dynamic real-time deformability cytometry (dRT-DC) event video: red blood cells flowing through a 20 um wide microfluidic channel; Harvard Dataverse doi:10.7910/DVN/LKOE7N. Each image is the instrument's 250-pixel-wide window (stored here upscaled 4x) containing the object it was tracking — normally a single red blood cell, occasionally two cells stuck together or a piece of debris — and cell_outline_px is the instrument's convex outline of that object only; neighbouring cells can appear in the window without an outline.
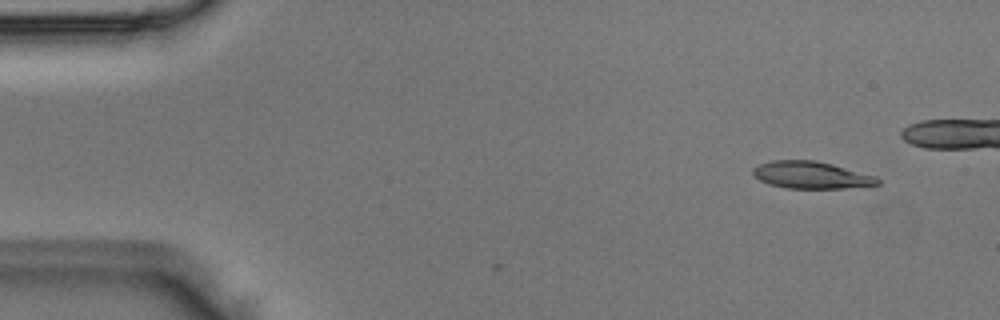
{"species": "Egyptian fruit bat (a non-hibernating species)", "species_latin": "Rousettus aegyptiacus", "temperature_condition": "room temperature", "stored_images_in_passage": 2, "camera_frame_rate_fps": 3000, "um_per_image_px": 0.085, "animal": {"sex": "male"}, "frame": {"image": 1, "passage_image": 1, "time_ms": 0.0, "image_size_px": [1000, 320], "cell_outline_px": [[880, 184], [844, 188], [788, 188], [768, 184], [760, 180], [752, 172], [752, 168], [760, 164], [772, 160], [816, 160], [832, 164], [876, 176], [880, 180]], "centroid_in_image_um": [68.95, 14.87], "position_along_channel_um": 16.1, "area_um2": 19.59}}